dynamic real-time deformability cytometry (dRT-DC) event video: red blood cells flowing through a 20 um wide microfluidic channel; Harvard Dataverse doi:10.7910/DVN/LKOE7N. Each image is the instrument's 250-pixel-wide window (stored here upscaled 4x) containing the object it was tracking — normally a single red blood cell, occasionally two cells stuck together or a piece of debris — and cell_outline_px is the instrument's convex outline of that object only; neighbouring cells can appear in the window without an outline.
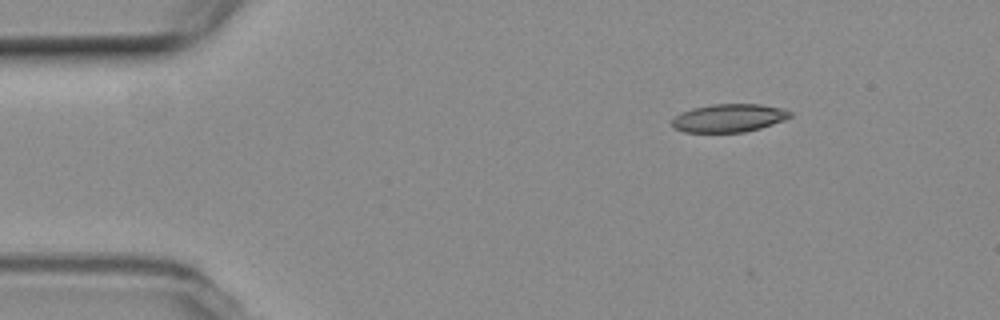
{"species": "common noctule bat (a hibernating species)", "species_latin": "Nyctalus noctula", "temperature_condition": "room temperature", "stored_images_in_passage": 4, "camera_frame_rate_fps": 3000, "um_per_image_px": 0.085, "animal": {"sex": "female", "body_mass_g": 19.3, "forearm_length_mm": 54.1}, "frame": {"image": 1, "passage_image": 2, "time_ms": 1.0, "image_size_px": [1000, 320], "cell_outline_px": [[792, 116], [784, 120], [760, 128], [744, 132], [684, 132], [676, 128], [672, 124], [672, 120], [680, 112], [692, 108], [712, 104], [760, 104], [784, 108], [792, 112]], "centroid_in_image_um": [61.98, 10.02], "position_along_channel_um": 23.0, "area_um2": 19.36}}